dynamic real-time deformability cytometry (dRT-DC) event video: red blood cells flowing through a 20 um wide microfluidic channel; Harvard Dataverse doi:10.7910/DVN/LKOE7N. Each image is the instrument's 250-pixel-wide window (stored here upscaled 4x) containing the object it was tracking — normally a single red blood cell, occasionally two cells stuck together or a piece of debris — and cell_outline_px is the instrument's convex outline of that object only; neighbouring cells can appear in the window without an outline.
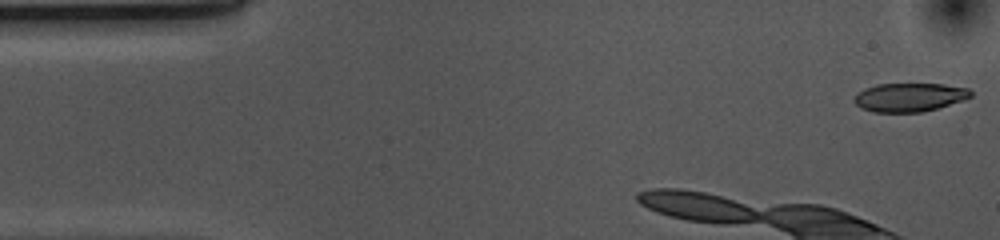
{"species": "common noctule bat (a hibernating species)", "species_latin": "Nyctalus noctula", "temperature_condition": "cold", "stored_images_in_passage": 6, "camera_frame_rate_fps": 3000, "um_per_image_px": 0.085, "animal": {"sex": "female", "body_mass_g": 10.0, "forearm_length_mm": 53.1}, "frame": {"image": 1, "passage_image": 1, "time_ms": 0.0, "image_size_px": [1000, 240], "cell_outline_px": [[972, 96], [964, 100], [936, 108], [920, 112], [872, 112], [860, 108], [852, 100], [864, 88], [876, 84], [944, 84], [968, 88], [972, 92]], "centroid_in_image_um": [77.29, 8.26], "position_along_channel_um": 7.7, "area_um2": 19.42}}